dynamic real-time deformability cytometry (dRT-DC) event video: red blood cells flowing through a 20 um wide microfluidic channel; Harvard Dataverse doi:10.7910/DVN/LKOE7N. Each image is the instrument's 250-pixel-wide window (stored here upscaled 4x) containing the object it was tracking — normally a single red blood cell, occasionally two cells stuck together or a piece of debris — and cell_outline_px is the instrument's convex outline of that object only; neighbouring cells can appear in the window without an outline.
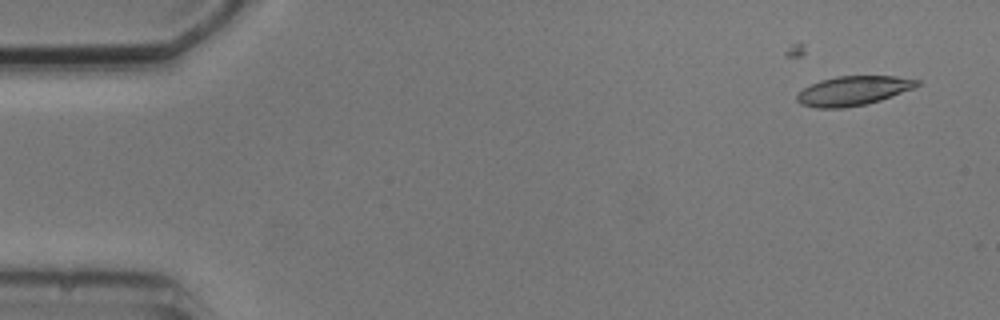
{"species": "common noctule bat (a hibernating species)", "species_latin": "Nyctalus noctula", "temperature_condition": "cold", "stored_images_in_passage": 11, "camera_frame_rate_fps": 3000, "um_per_image_px": 0.085, "animal": {"sex": "male", "body_mass_g": 20.5, "forearm_length_mm": 52.5}, "frame": {"image": 1, "passage_image": 2, "time_ms": 2.0, "image_size_px": [1000, 320], "cell_outline_px": [[920, 84], [916, 88], [880, 100], [864, 104], [844, 108], [816, 108], [800, 104], [796, 100], [796, 96], [804, 88], [820, 80], [836, 76], [896, 76], [920, 80]], "centroid_in_image_um": [72.54, 7.71], "position_along_channel_um": 12.5, "area_um2": 20.58}}
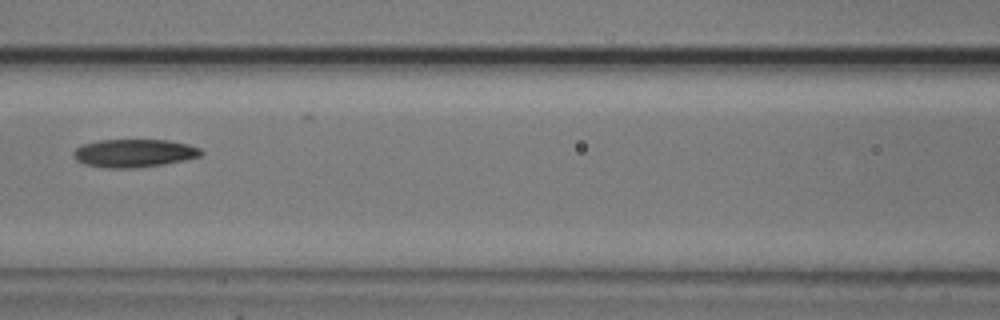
{"frame": {"image": 2, "passage_image": 8, "time_ms": 9.0, "image_size_px": [1000, 320], "cell_outline_px": [[204, 152], [200, 156], [184, 160], [164, 164], [136, 168], [104, 168], [84, 164], [76, 160], [72, 156], [72, 152], [80, 144], [100, 140], [168, 140], [188, 144], [200, 148]], "centroid_in_image_um": [11.36, 13.02], "position_along_channel_um": 155.2, "area_um2": 21.1}}